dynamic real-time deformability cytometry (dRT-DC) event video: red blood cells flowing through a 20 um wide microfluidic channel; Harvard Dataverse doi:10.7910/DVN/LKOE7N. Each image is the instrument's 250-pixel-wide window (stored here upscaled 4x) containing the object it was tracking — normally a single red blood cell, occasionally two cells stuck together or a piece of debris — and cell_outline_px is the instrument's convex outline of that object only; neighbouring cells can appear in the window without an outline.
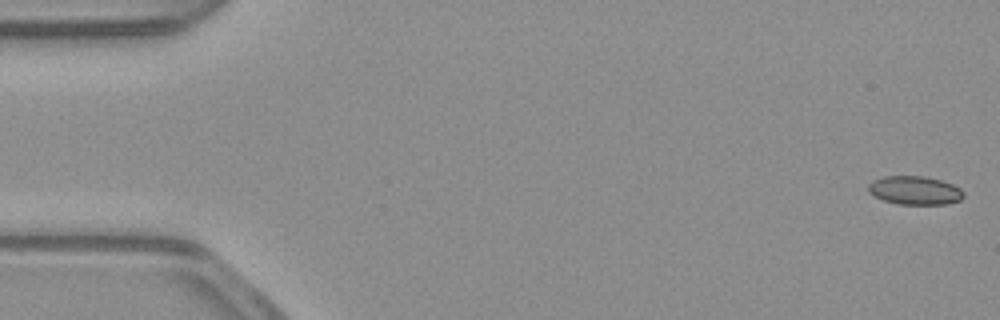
{"species": "common noctule bat (a hibernating species)", "species_latin": "Nyctalus noctula", "temperature_condition": "warm", "stored_images_in_passage": 54, "camera_frame_rate_fps": 3000, "um_per_image_px": 0.085, "animal": {"sex": "male", "body_mass_g": 23.1, "forearm_length_mm": 52.7}, "frame": {"image": 1, "passage_image": 1, "time_ms": 0.0, "image_size_px": [1000, 320], "cell_outline_px": [[964, 196], [960, 200], [948, 204], [900, 204], [884, 200], [868, 192], [868, 184], [872, 180], [884, 176], [924, 176], [940, 180], [952, 184], [960, 188], [964, 192]], "centroid_in_image_um": [77.76, 16.18], "position_along_channel_um": 7.2, "area_um2": 15.84}}
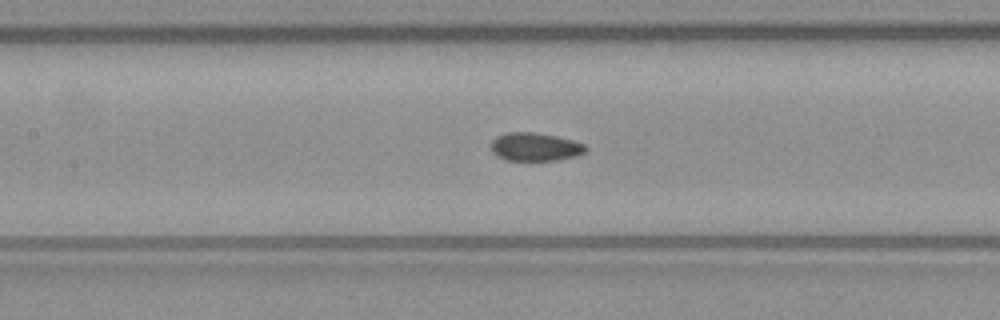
{"frame": {"image": 2, "passage_image": 24, "time_ms": 7.667, "image_size_px": [1000, 320], "cell_outline_px": [[588, 148], [584, 152], [576, 156], [556, 160], [504, 160], [496, 156], [492, 152], [492, 140], [496, 136], [508, 132], [532, 132], [556, 136], [572, 140], [584, 144]], "centroid_in_image_um": [45.46, 12.48], "position_along_channel_um": 161.9, "area_um2": 15.55}}
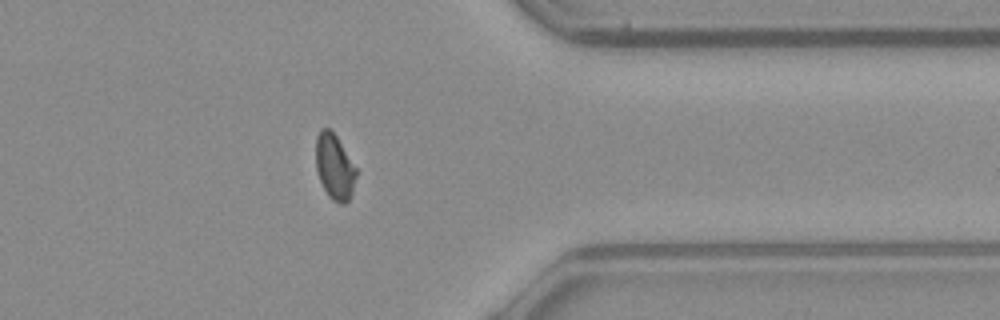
{"frame": {"image": 3, "passage_image": 42, "time_ms": 13.667, "image_size_px": [1000, 320], "cell_outline_px": [[356, 176], [352, 192], [348, 200], [344, 204], [340, 204], [332, 200], [328, 196], [320, 180], [316, 168], [316, 136], [320, 128], [328, 128], [336, 136], [356, 168]], "centroid_in_image_um": [28.42, 14.18], "position_along_channel_um": 383.0, "area_um2": 15.2}, "authors_computed_cell_mechanics": {"area_um2": 15.7216, "velocity_mm_per_s": 3.9137, "shape_relaxation_time_tau1_ms": null, "shape_relaxation_time_tau2_ms": 1.2217, "deformation_change_tau1": null, "deformation_change_tau2": 0.0334}}